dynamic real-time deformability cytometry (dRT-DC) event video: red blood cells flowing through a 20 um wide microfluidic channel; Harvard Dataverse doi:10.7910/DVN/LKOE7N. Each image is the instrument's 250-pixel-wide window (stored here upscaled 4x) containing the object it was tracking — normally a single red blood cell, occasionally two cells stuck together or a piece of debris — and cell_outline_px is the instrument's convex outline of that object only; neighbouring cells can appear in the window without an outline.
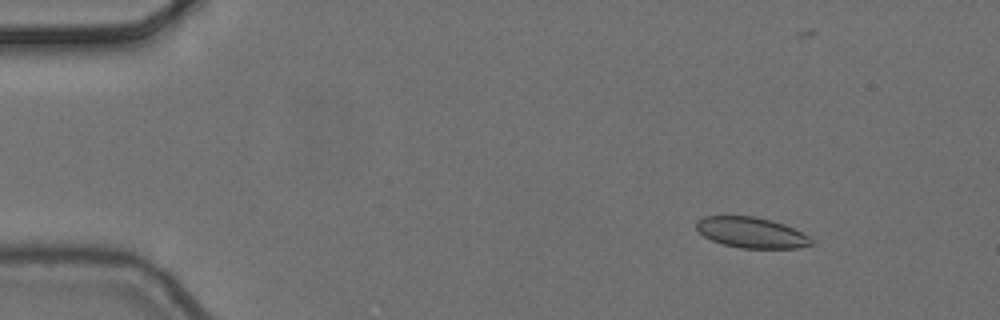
{"species": "common noctule bat (a hibernating species)", "species_latin": "Nyctalus noctula", "temperature_condition": "cold", "stored_images_in_passage": 5, "camera_frame_rate_fps": 3000, "um_per_image_px": 0.085, "animal": {"sex": "female", "body_mass_g": 24.6, "forearm_length_mm": 56.2}, "frame": {"image": 1, "passage_image": 3, "time_ms": 0.667, "image_size_px": [1000, 320], "cell_outline_px": [[812, 244], [796, 248], [740, 248], [724, 244], [712, 240], [704, 236], [696, 228], [696, 220], [704, 216], [756, 216], [772, 220], [784, 224], [808, 236], [812, 240]], "centroid_in_image_um": [63.83, 19.76], "position_along_channel_um": 21.2, "area_um2": 20.4}}
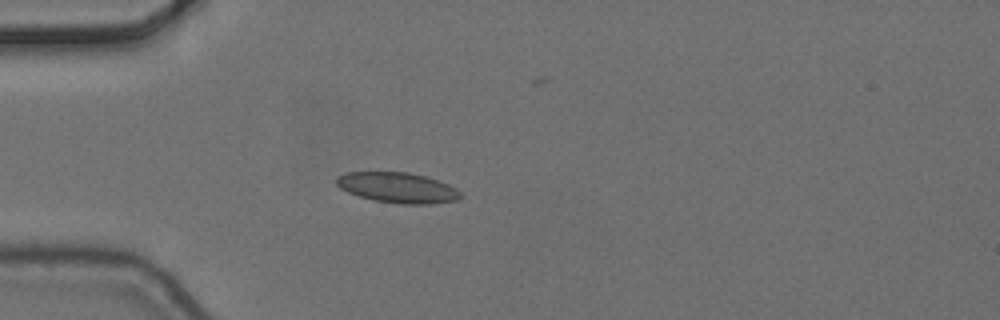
{"frame": {"image": 2, "passage_image": 5, "time_ms": 1.333, "image_size_px": [1000, 320], "cell_outline_px": [[460, 196], [456, 200], [432, 204], [400, 204], [376, 200], [360, 196], [348, 192], [340, 188], [336, 184], [336, 176], [348, 172], [408, 172], [424, 176], [448, 184], [456, 188], [460, 192]], "centroid_in_image_um": [33.78, 15.95], "position_along_channel_um": 51.2, "area_um2": 21.79}}